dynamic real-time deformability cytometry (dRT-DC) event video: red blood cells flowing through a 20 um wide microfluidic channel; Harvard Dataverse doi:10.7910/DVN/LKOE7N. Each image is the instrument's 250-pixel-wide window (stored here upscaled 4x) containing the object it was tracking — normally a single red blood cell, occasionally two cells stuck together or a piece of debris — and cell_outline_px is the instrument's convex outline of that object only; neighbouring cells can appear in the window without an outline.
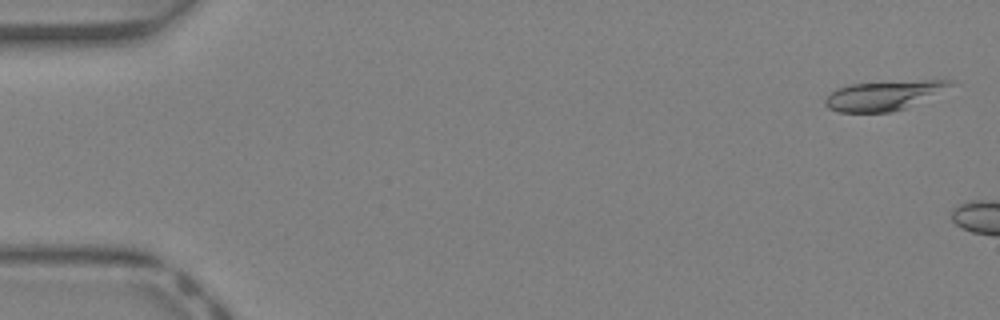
{"species": "Egyptian fruit bat (a non-hibernating species)", "species_latin": "Rousettus aegyptiacus", "temperature_condition": "warm", "stored_images_in_passage": 5, "camera_frame_rate_fps": 3000, "um_per_image_px": 0.085, "animal": {"sex": "female"}, "frame": {"image": 1, "passage_image": 1, "time_ms": 0.0, "image_size_px": [1000, 320], "cell_outline_px": [[956, 84], [904, 108], [892, 112], [836, 112], [828, 108], [824, 104], [824, 100], [836, 88], [852, 84], [924, 80], [952, 80]], "centroid_in_image_um": [75.06, 8.12], "position_along_channel_um": 9.9, "area_um2": 21.04}}